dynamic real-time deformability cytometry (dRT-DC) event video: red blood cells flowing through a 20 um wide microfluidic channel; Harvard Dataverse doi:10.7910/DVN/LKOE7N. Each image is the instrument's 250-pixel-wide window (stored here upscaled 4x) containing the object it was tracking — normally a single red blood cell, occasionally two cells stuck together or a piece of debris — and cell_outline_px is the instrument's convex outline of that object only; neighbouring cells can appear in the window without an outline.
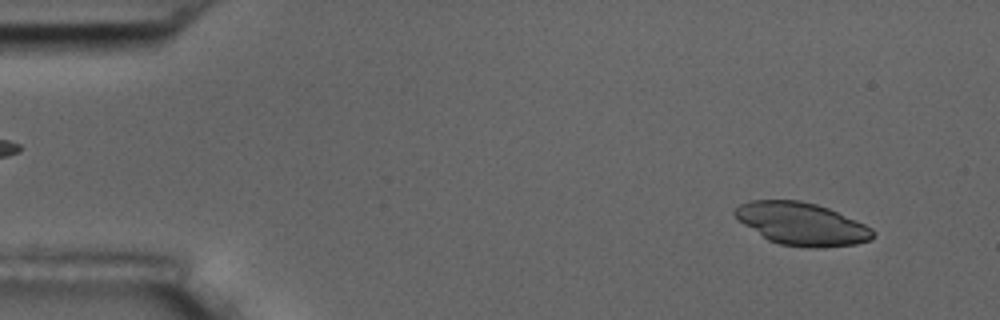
{"species": "common noctule bat (a hibernating species)", "species_latin": "Nyctalus noctula", "temperature_condition": "room temperature", "stored_images_in_passage": 54, "camera_frame_rate_fps": 3000, "um_per_image_px": 0.085, "animal": {"sex": "male", "body_mass_g": 17.5, "forearm_length_mm": 52.3}, "frame": {"image": 1, "passage_image": 4, "time_ms": 1.0, "image_size_px": [1000, 320], "cell_outline_px": [[876, 232], [872, 240], [856, 244], [820, 248], [808, 248], [780, 244], [768, 240], [744, 224], [732, 212], [740, 204], [752, 200], [800, 200], [816, 204], [828, 208], [856, 220], [872, 228]], "centroid_in_image_um": [68.18, 19.04], "position_along_channel_um": 16.8, "area_um2": 34.22}}